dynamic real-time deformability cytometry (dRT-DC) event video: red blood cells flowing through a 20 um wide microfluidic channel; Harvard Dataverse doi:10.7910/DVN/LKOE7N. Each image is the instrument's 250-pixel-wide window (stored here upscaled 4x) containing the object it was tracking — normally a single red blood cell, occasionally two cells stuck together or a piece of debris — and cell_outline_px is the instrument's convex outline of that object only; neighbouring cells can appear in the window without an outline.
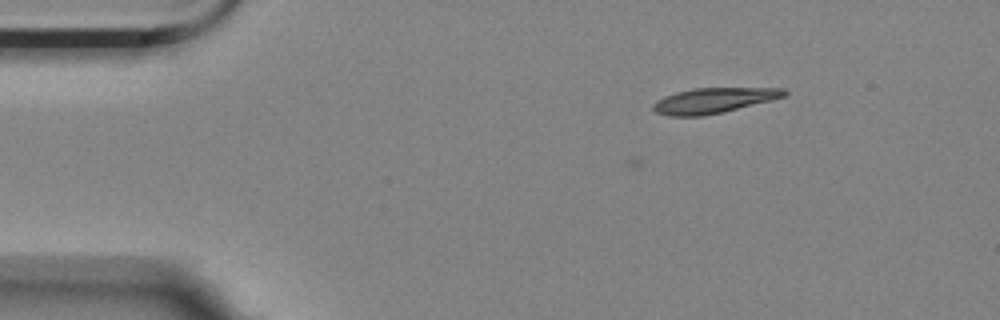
{"species": "Egyptian fruit bat (a non-hibernating species)", "species_latin": "Rousettus aegyptiacus", "temperature_condition": "room temperature", "stored_images_in_passage": 3, "camera_frame_rate_fps": 3000, "um_per_image_px": 0.085, "animal": {"sex": "female"}, "frame": {"image": 1, "passage_image": 1, "time_ms": 0.0, "image_size_px": [1000, 320], "cell_outline_px": [[788, 92], [784, 96], [772, 100], [704, 116], [668, 116], [656, 112], [652, 108], [652, 104], [656, 100], [664, 96], [676, 92], [692, 88], [784, 88]], "centroid_in_image_um": [60.61, 8.54], "position_along_channel_um": 24.4, "area_um2": 19.25}}